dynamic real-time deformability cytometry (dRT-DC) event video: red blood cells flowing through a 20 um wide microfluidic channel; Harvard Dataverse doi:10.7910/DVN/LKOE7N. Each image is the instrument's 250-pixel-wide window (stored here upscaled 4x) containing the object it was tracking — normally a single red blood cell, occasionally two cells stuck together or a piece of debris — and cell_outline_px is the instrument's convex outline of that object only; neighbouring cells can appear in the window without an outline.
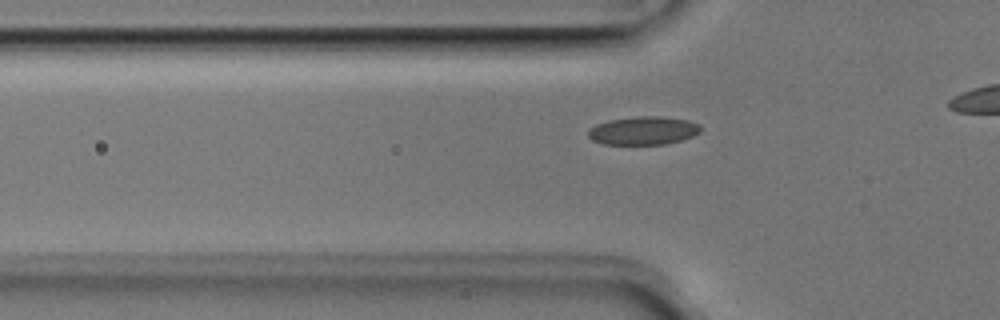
{"species": "Egyptian fruit bat (a non-hibernating species)", "species_latin": "Rousettus aegyptiacus", "temperature_condition": "room temperature", "stored_images_in_passage": 11, "camera_frame_rate_fps": 3000, "um_per_image_px": 0.085, "animal": {"sex": "male"}, "frame": {"image": 1, "passage_image": 5, "time_ms": 1.333, "image_size_px": [1000, 320], "cell_outline_px": [[700, 132], [692, 136], [680, 140], [664, 144], [604, 144], [592, 140], [588, 136], [588, 128], [596, 124], [608, 120], [640, 116], [660, 116], [688, 120], [700, 124]], "centroid_in_image_um": [54.66, 11.09], "position_along_channel_um": 71.1, "area_um2": 18.5}}
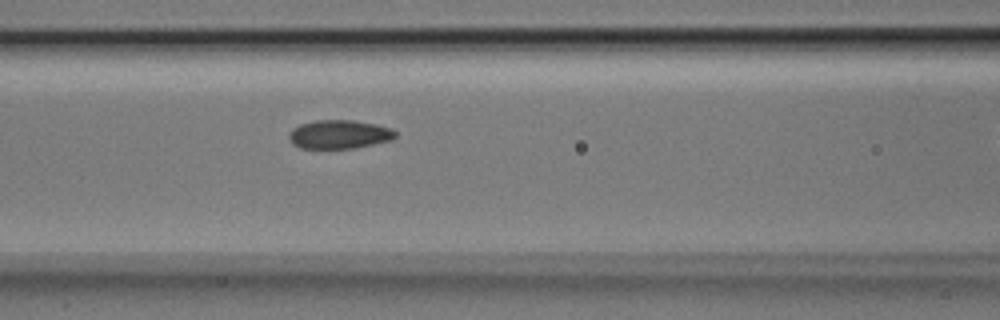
{"frame": {"image": 2, "passage_image": 10, "time_ms": 3.0, "image_size_px": [1000, 320], "cell_outline_px": [[396, 136], [392, 140], [356, 148], [300, 148], [292, 144], [288, 136], [288, 132], [292, 128], [300, 124], [316, 120], [352, 120], [376, 124], [392, 128], [396, 132]], "centroid_in_image_um": [28.83, 11.42], "position_along_channel_um": 137.8, "area_um2": 17.98}}